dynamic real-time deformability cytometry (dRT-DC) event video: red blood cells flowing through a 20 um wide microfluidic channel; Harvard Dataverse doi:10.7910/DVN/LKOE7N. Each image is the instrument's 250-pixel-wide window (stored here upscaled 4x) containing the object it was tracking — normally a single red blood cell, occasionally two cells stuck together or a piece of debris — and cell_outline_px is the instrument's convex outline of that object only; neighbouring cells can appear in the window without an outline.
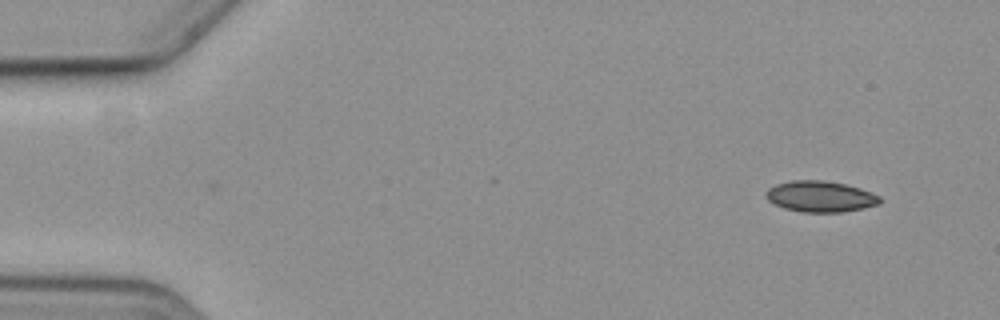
{"species": "common noctule bat (a hibernating species)", "species_latin": "Nyctalus noctula", "temperature_condition": "cold", "stored_images_in_passage": 14, "camera_frame_rate_fps": 3000, "um_per_image_px": 0.085, "animal": {"sex": "female", "body_mass_g": 19.3, "forearm_length_mm": 54.1}, "frame": {"image": 1, "passage_image": 1, "time_ms": 0.0, "image_size_px": [1000, 320], "cell_outline_px": [[880, 204], [840, 212], [804, 212], [784, 208], [768, 200], [764, 196], [764, 192], [768, 188], [776, 184], [792, 180], [824, 180], [844, 184], [860, 188], [880, 196]], "centroid_in_image_um": [69.69, 16.69], "position_along_channel_um": 15.3, "area_um2": 20.46}}
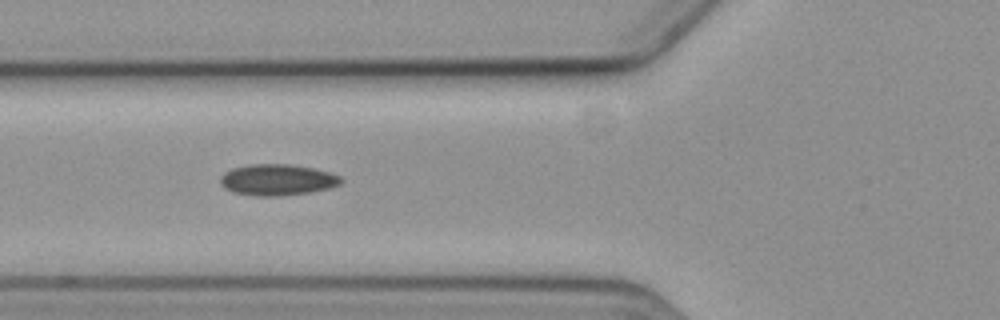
{"frame": {"image": 2, "passage_image": 5, "time_ms": 5.667, "image_size_px": [1000, 320], "cell_outline_px": [[344, 180], [340, 184], [328, 188], [308, 192], [276, 196], [256, 196], [232, 192], [224, 188], [220, 184], [220, 176], [224, 172], [232, 168], [252, 164], [288, 164], [312, 168], [328, 172], [340, 176]], "centroid_in_image_um": [23.53, 15.28], "position_along_channel_um": 102.3, "area_um2": 21.85}}
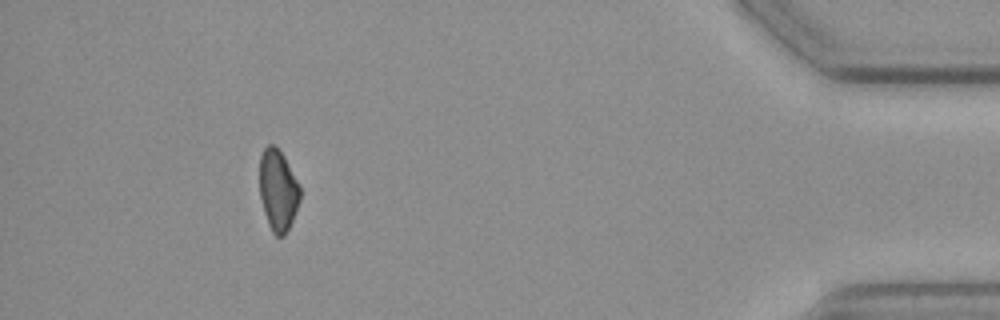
{"frame": {"image": 3, "passage_image": 13, "time_ms": 16.0, "image_size_px": [1000, 320], "cell_outline_px": [[300, 200], [292, 220], [284, 236], [276, 236], [272, 232], [268, 224], [264, 212], [260, 196], [260, 156], [264, 148], [268, 144], [272, 144], [284, 156], [300, 184]], "centroid_in_image_um": [23.63, 16.16], "position_along_channel_um": 411.6, "area_um2": 19.07}, "authors_computed_cell_mechanics": {"area_um2": 20.5768, "velocity_mm_per_s": 3.6138, "shape_relaxation_time_tau1_ms": null, "shape_relaxation_time_tau2_ms": 9.5193, "deformation_change_tau1": null, "deformation_change_tau2": 0.1316}}